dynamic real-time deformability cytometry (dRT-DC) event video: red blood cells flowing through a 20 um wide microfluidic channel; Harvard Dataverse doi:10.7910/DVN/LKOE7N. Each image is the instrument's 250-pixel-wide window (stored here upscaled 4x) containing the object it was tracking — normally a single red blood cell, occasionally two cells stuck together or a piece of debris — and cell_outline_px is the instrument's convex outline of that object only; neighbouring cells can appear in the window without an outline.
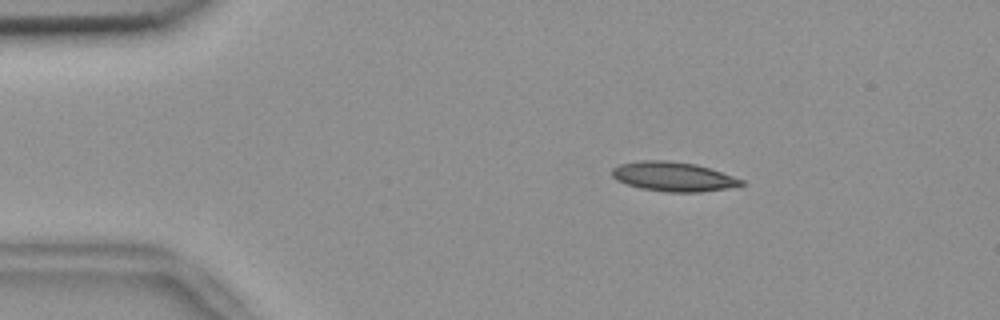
{"species": "common noctule bat (a hibernating species)", "species_latin": "Nyctalus noctula", "temperature_condition": "room temperature", "stored_images_in_passage": 55, "camera_frame_rate_fps": 3000, "um_per_image_px": 0.085, "animal": {"sex": "female", "body_mass_g": 18.4}, "frame": {"image": 1, "passage_image": 9, "time_ms": 2.667, "image_size_px": [1000, 320], "cell_outline_px": [[744, 184], [728, 188], [700, 192], [668, 192], [640, 188], [616, 180], [612, 176], [612, 168], [620, 164], [640, 160], [664, 160], [696, 164], [744, 180]], "centroid_in_image_um": [57.2, 15.01], "position_along_channel_um": 27.8, "area_um2": 21.96}}
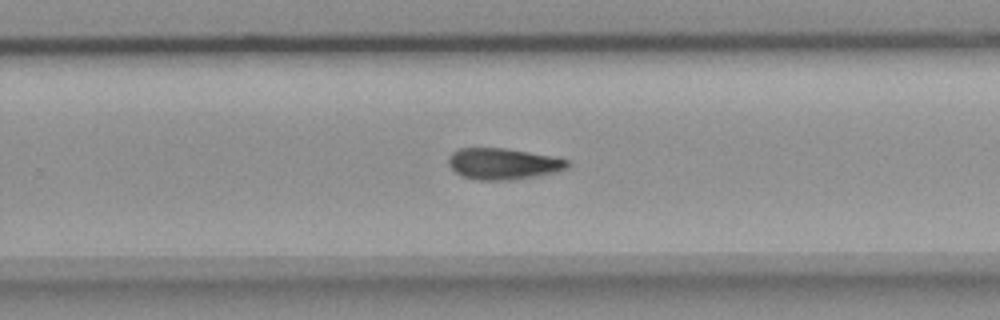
{"frame": {"image": 2, "passage_image": 35, "time_ms": 11.333, "image_size_px": [1000, 320], "cell_outline_px": [[572, 164], [568, 168], [556, 172], [508, 180], [476, 180], [464, 176], [456, 172], [448, 164], [448, 156], [452, 152], [460, 148], [508, 148], [560, 156], [568, 160]], "centroid_in_image_um": [42.83, 13.9], "position_along_channel_um": 287.0, "area_um2": 22.02}}
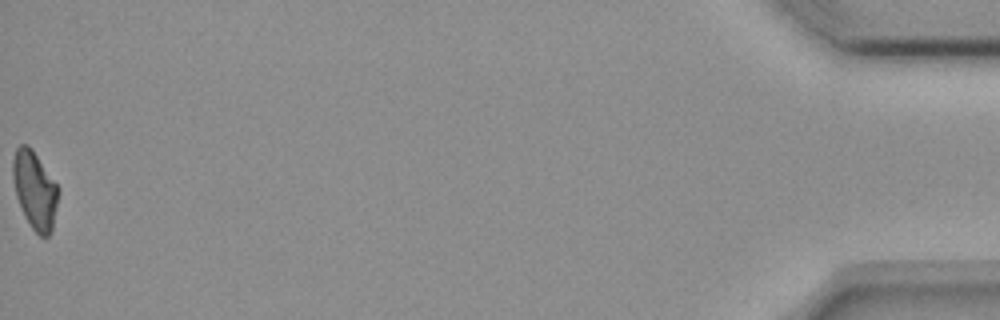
{"frame": {"image": 3, "passage_image": 55, "time_ms": 18.0, "image_size_px": [1000, 320], "cell_outline_px": [[60, 192], [52, 228], [48, 236], [40, 236], [32, 228], [24, 216], [16, 196], [12, 176], [12, 160], [16, 148], [20, 144], [28, 144], [32, 148], [60, 188]], "centroid_in_image_um": [2.96, 16.12], "position_along_channel_um": 432.2, "area_um2": 20.81}, "authors_computed_cell_mechanics": {"area_um2": 21.6172, "velocity_mm_per_s": 3.6876, "shape_relaxation_time_tau1_ms": null, "shape_relaxation_time_tau2_ms": 11.3573, "deformation_change_tau1": null, "deformation_change_tau2": 0.2192}}